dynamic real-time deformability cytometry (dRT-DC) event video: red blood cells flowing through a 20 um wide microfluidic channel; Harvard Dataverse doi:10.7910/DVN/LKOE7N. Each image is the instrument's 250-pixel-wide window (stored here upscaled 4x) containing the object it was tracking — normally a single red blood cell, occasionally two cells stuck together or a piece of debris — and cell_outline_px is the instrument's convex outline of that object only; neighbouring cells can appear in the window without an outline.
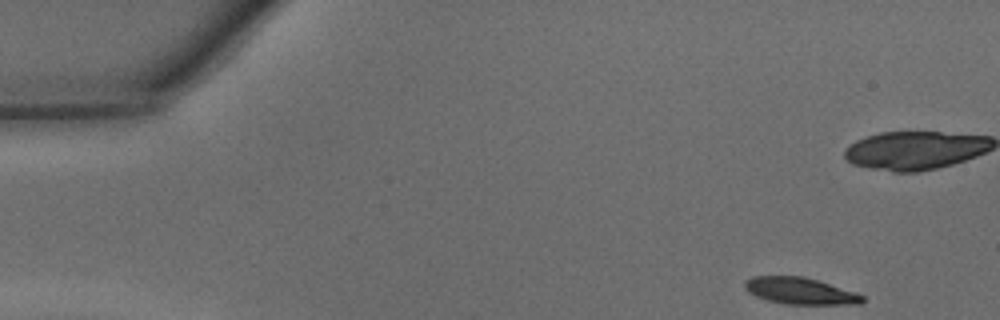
{"species": "common noctule bat (a hibernating species)", "species_latin": "Nyctalus noctula", "temperature_condition": "warm", "stored_images_in_passage": 35, "camera_frame_rate_fps": 3000, "um_per_image_px": 0.085, "animal": {"sex": "male", "body_mass_g": 15.6}, "frame": {"image": 1, "passage_image": 1, "time_ms": 0.0, "image_size_px": [1000, 320], "cell_outline_px": [[864, 300], [860, 304], [784, 304], [768, 300], [756, 296], [748, 292], [744, 288], [744, 284], [752, 276], [804, 276], [856, 292], [864, 296]], "centroid_in_image_um": [68.01, 24.73], "position_along_channel_um": 17.0, "area_um2": 18.21}}
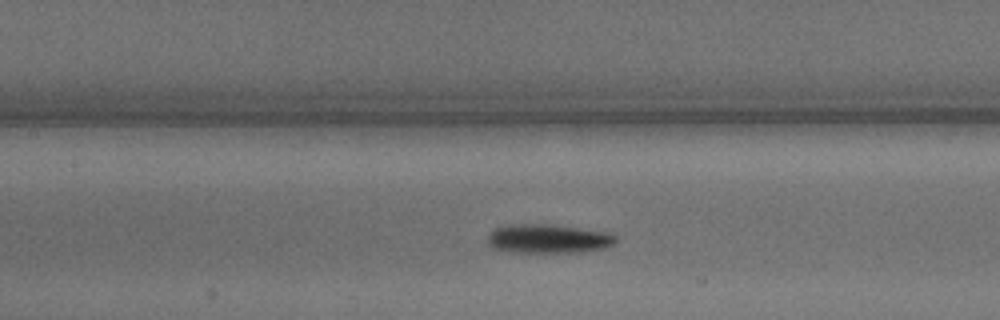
{"frame": {"image": 2, "passage_image": 18, "time_ms": 5.667, "image_size_px": [1000, 320], "cell_outline_px": [[616, 240], [612, 244], [604, 248], [584, 252], [512, 252], [492, 248], [488, 244], [488, 236], [496, 228], [508, 224], [548, 224], [608, 232], [616, 236]], "centroid_in_image_um": [46.59, 20.29], "position_along_channel_um": 160.8, "area_um2": 21.56}}
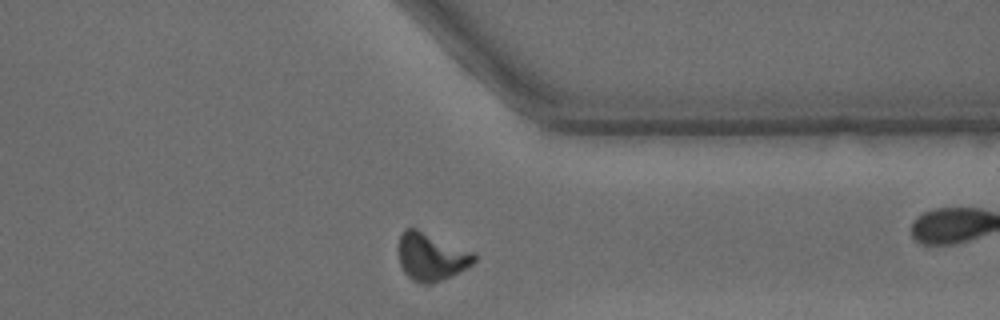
{"frame": {"image": 3, "passage_image": 33, "time_ms": 10.667, "image_size_px": [1000, 320], "cell_outline_px": [[476, 260], [472, 264], [432, 284], [420, 284], [412, 280], [404, 272], [400, 264], [400, 232], [404, 228], [416, 228], [476, 252]], "centroid_in_image_um": [36.66, 21.8], "position_along_channel_um": 374.7, "area_um2": 20.92}}